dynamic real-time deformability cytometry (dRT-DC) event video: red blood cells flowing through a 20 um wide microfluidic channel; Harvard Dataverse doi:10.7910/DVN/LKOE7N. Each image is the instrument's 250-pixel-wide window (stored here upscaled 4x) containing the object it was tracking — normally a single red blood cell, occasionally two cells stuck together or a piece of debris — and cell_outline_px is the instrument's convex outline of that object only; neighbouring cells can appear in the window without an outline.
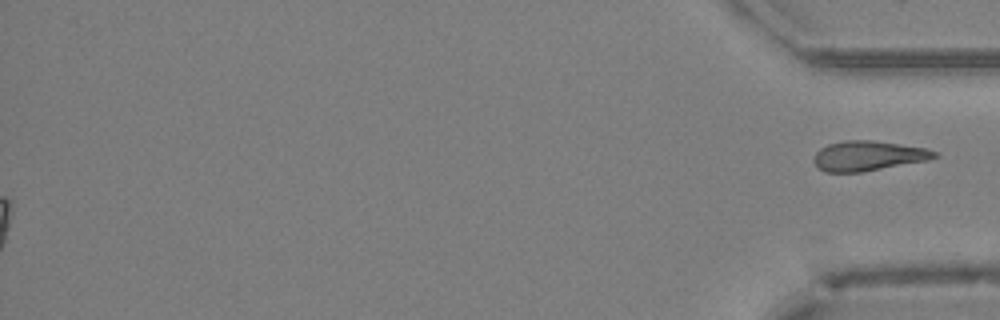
{"species": "Egyptian fruit bat (a non-hibernating species)", "species_latin": "Rousettus aegyptiacus", "temperature_condition": "cold", "stored_images_in_passage": 33, "segment_of_instrument_passage": [2, 2], "camera_frame_rate_fps": 3000, "um_per_image_px": 0.085, "animal": {"sex": "female"}, "frame": {"image": 1, "passage_image": 33, "time_ms": 10.667, "image_size_px": [1000, 320], "cell_outline_px": [[940, 156], [928, 160], [860, 172], [824, 172], [816, 168], [812, 160], [816, 152], [820, 148], [828, 144], [844, 140], [872, 140], [928, 148], [936, 152]], "centroid_in_image_um": [73.76, 13.24], "position_along_channel_um": 361.4, "area_um2": 21.15}}